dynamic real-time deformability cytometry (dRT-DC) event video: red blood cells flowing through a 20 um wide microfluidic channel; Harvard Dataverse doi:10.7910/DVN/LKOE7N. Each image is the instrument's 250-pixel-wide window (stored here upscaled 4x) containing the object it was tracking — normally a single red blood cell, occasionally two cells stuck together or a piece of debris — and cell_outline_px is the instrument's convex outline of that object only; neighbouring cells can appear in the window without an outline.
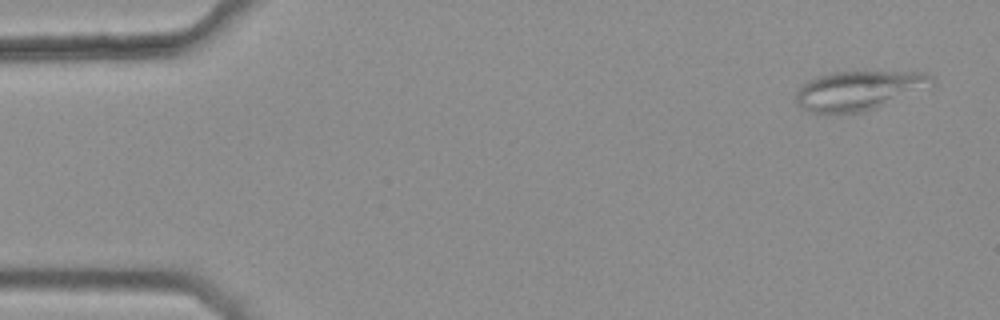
{"species": "common noctule bat (a hibernating species)", "species_latin": "Nyctalus noctula", "temperature_condition": "warm", "stored_images_in_passage": 7, "camera_frame_rate_fps": 3000, "um_per_image_px": 0.085, "animal": {"sex": "female", "body_mass_g": 25.1}, "frame": {"image": 1, "passage_image": 1, "time_ms": 0.0, "image_size_px": [1000, 320], "cell_outline_px": [[936, 84], [876, 108], [864, 112], [812, 112], [796, 104], [796, 92], [808, 80], [816, 76], [832, 72], [920, 72], [932, 76]], "centroid_in_image_um": [73.0, 7.68], "position_along_channel_um": 12.0, "area_um2": 30.69}}
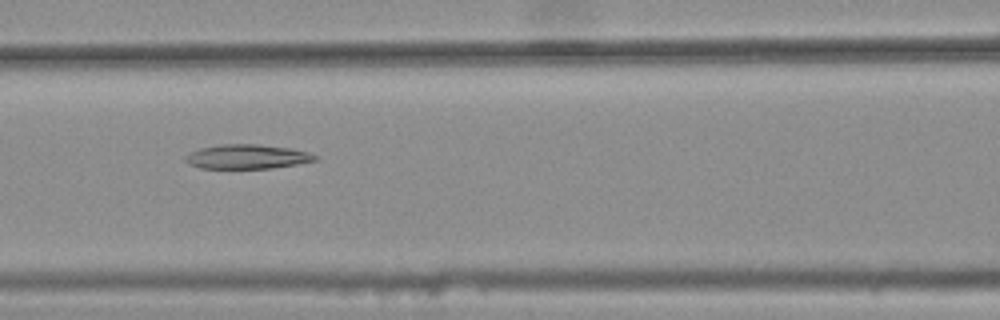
{"frame": {"image": 2, "passage_image": 6, "time_ms": 1.667, "image_size_px": [1000, 320], "cell_outline_px": [[320, 160], [272, 168], [200, 168], [188, 164], [184, 160], [184, 156], [200, 148], [220, 144], [260, 144], [292, 148], [308, 152], [320, 156]], "centroid_in_image_um": [21.05, 13.31], "position_along_channel_um": 145.6, "area_um2": 18.61}}
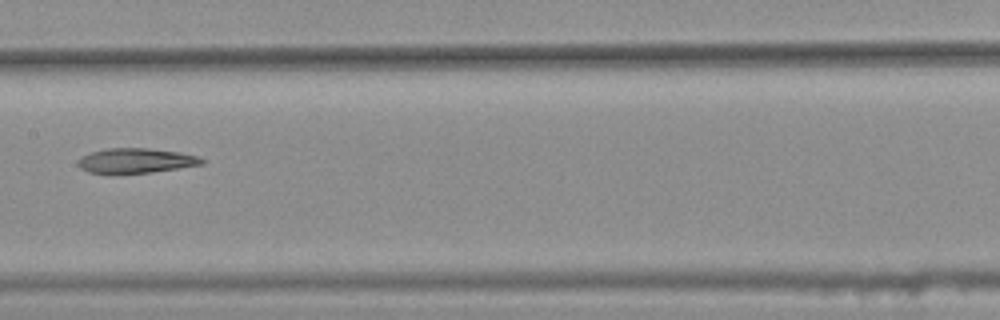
{"frame": {"image": 3, "passage_image": 7, "time_ms": 2.0, "image_size_px": [1000, 320], "cell_outline_px": [[204, 164], [152, 172], [108, 176], [88, 172], [80, 168], [76, 164], [76, 160], [92, 152], [108, 148], [148, 148], [180, 152], [196, 156], [204, 160]], "centroid_in_image_um": [11.47, 13.69], "position_along_channel_um": 195.9, "area_um2": 18.44}}